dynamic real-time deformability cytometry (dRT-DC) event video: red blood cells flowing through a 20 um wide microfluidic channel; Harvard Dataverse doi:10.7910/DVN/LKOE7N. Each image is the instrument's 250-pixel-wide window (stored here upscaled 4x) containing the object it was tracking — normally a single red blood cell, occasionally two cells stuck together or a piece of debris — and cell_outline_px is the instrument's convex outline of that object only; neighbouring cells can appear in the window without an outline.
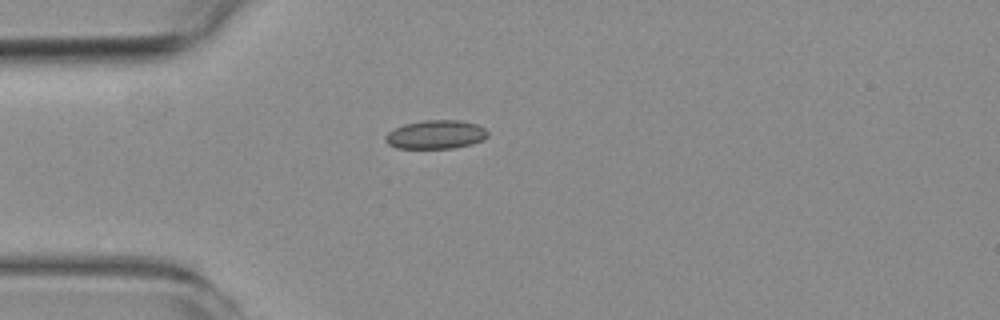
{"species": "common noctule bat (a hibernating species)", "species_latin": "Nyctalus noctula", "temperature_condition": "room temperature", "stored_images_in_passage": 2, "camera_frame_rate_fps": 3000, "um_per_image_px": 0.085, "animal": {"sex": "female", "body_mass_g": 19.3, "forearm_length_mm": 54.1}, "frame": {"image": 1, "passage_image": 1, "time_ms": 0.0, "image_size_px": [1000, 320], "cell_outline_px": [[488, 136], [484, 140], [472, 144], [452, 148], [396, 148], [388, 144], [384, 140], [384, 136], [388, 132], [404, 124], [424, 120], [460, 120], [476, 124], [484, 128], [488, 132]], "centroid_in_image_um": [37.04, 11.44], "position_along_channel_um": 48.0, "area_um2": 17.17}}